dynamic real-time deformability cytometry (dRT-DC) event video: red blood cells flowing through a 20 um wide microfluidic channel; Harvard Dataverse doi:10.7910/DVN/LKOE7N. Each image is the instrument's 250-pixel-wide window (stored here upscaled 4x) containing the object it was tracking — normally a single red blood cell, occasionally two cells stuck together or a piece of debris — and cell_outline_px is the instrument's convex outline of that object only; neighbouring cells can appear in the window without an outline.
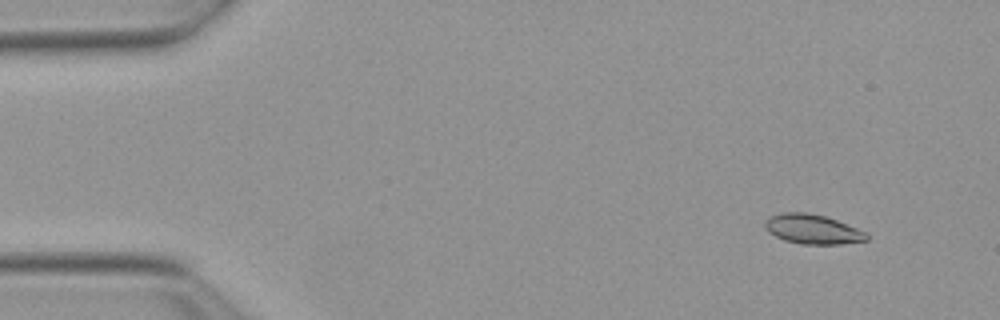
{"species": "Egyptian fruit bat (a non-hibernating species)", "species_latin": "Rousettus aegyptiacus", "temperature_condition": "warm", "stored_images_in_passage": 53, "camera_frame_rate_fps": 3000, "um_per_image_px": 0.085, "animal": {"sex": "female"}, "frame": {"image": 1, "passage_image": 5, "time_ms": 1.333, "image_size_px": [1000, 320], "cell_outline_px": [[868, 240], [840, 244], [800, 244], [784, 240], [768, 232], [764, 228], [764, 224], [772, 216], [784, 212], [808, 212], [824, 216], [836, 220], [856, 228], [864, 232], [868, 236]], "centroid_in_image_um": [69.05, 19.49], "position_along_channel_um": 16.0, "area_um2": 17.28}}
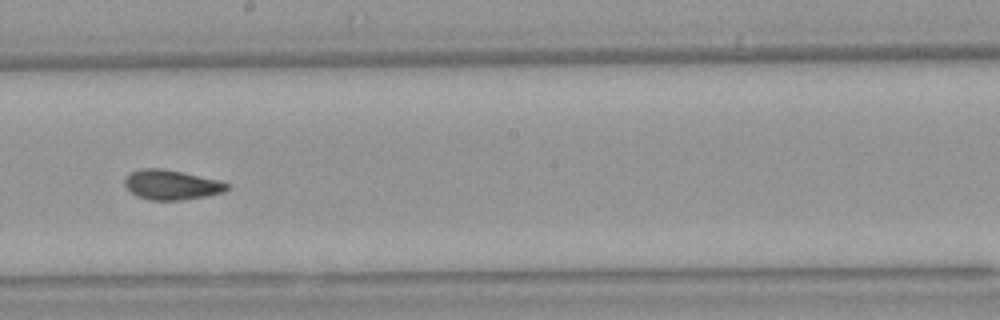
{"frame": {"image": 2, "passage_image": 30, "time_ms": 9.667, "image_size_px": [1000, 320], "cell_outline_px": [[228, 188], [220, 192], [204, 196], [180, 200], [152, 200], [136, 196], [124, 184], [124, 180], [132, 172], [140, 168], [164, 168], [216, 180], [228, 184]], "centroid_in_image_um": [14.51, 15.7], "position_along_channel_um": 233.7, "area_um2": 17.28}}
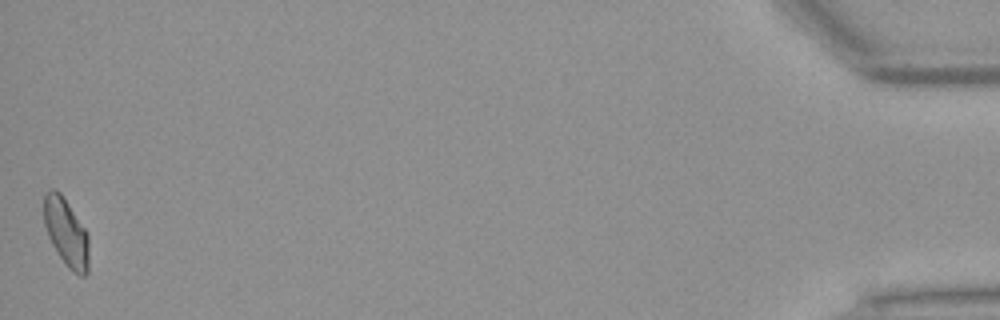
{"frame": {"image": 3, "passage_image": 53, "time_ms": 17.333, "image_size_px": [1000, 320], "cell_outline_px": [[88, 272], [84, 276], [80, 276], [68, 268], [52, 244], [48, 236], [44, 224], [44, 192], [52, 188], [56, 188], [60, 192], [88, 232]], "centroid_in_image_um": [5.62, 19.73], "position_along_channel_um": 429.6, "area_um2": 17.86}, "authors_computed_cell_mechanics": {"area_um2": 17.4556, "velocity_mm_per_s": 3.8525, "shape_relaxation_time_tau1_ms": 5.2061, "shape_relaxation_time_tau2_ms": 1.8271, "deformation_change_tau1": 0.1671, "deformation_change_tau2": 0.0687}}